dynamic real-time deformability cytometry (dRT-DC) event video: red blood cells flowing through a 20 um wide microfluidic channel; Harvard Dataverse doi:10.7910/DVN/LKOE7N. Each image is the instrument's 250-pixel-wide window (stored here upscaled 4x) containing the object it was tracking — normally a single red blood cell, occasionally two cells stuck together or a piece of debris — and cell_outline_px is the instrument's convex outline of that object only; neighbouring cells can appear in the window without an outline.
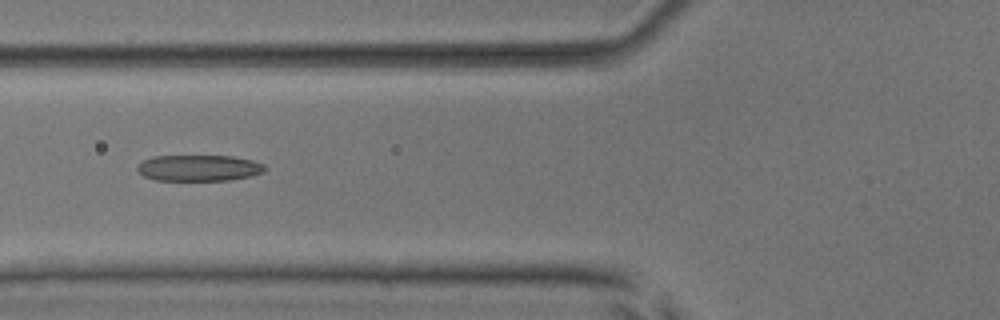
{"species": "common noctule bat (a hibernating species)", "species_latin": "Nyctalus noctula", "temperature_condition": "room temperature", "stored_images_in_passage": 4, "camera_frame_rate_fps": 3000, "um_per_image_px": 0.085, "animal": {"sex": "male", "body_mass_g": 17.9, "forearm_length_mm": 54.2}, "frame": {"image": 1, "passage_image": 3, "time_ms": 2.333, "image_size_px": [1000, 320], "cell_outline_px": [[264, 172], [252, 176], [228, 180], [156, 180], [144, 176], [136, 168], [144, 160], [152, 156], [232, 156], [252, 160], [264, 164]], "centroid_in_image_um": [16.92, 14.27], "position_along_channel_um": 108.9, "area_um2": 19.31}}
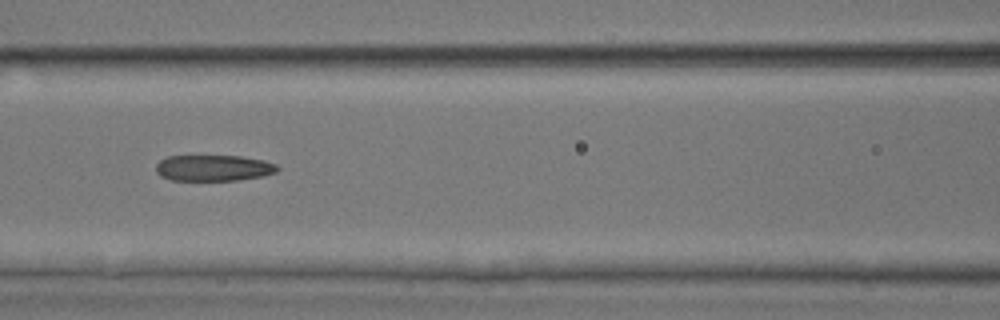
{"frame": {"image": 2, "passage_image": 4, "time_ms": 3.333, "image_size_px": [1000, 320], "cell_outline_px": [[280, 168], [276, 172], [264, 176], [236, 180], [172, 180], [160, 176], [156, 172], [156, 164], [160, 160], [168, 156], [240, 156], [264, 160], [276, 164]], "centroid_in_image_um": [18.16, 14.27], "position_along_channel_um": 148.4, "area_um2": 18.5}}